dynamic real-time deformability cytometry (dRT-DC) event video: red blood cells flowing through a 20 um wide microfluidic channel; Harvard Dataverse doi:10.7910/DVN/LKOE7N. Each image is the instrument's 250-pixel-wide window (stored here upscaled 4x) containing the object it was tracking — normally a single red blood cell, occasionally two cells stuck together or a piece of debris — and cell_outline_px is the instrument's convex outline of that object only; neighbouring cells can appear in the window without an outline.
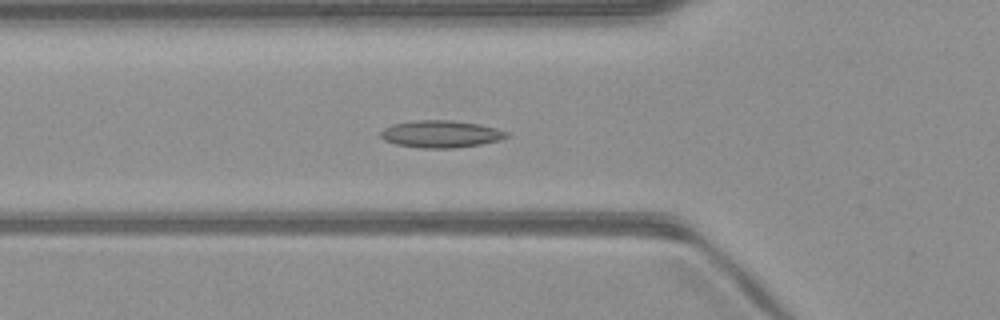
{"species": "common noctule bat (a hibernating species)", "species_latin": "Nyctalus noctula", "temperature_condition": "warm", "stored_images_in_passage": 52, "camera_frame_rate_fps": 3000, "um_per_image_px": 0.085, "animal": {"sex": "male", "body_mass_g": 23.1, "forearm_length_mm": 52.7}, "frame": {"image": 1, "passage_image": 18, "time_ms": 5.667, "image_size_px": [1000, 320], "cell_outline_px": [[508, 136], [500, 140], [480, 144], [456, 148], [420, 148], [396, 144], [384, 140], [380, 136], [380, 132], [384, 128], [392, 124], [416, 120], [452, 120], [480, 124], [496, 128], [508, 132]], "centroid_in_image_um": [37.46, 11.39], "position_along_channel_um": 88.3, "area_um2": 20.0}}
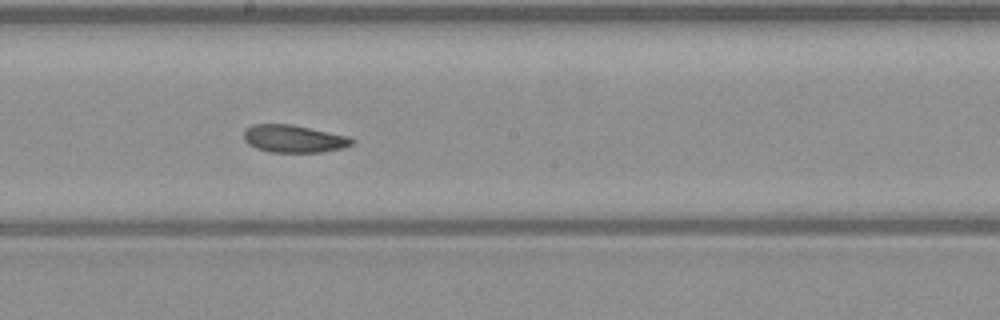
{"frame": {"image": 2, "passage_image": 28, "time_ms": 9.0, "image_size_px": [1000, 320], "cell_outline_px": [[356, 140], [352, 144], [344, 148], [324, 152], [268, 152], [256, 148], [248, 144], [244, 140], [244, 128], [252, 124], [292, 124], [352, 136]], "centroid_in_image_um": [25.01, 11.79], "position_along_channel_um": 223.2, "area_um2": 17.8}}
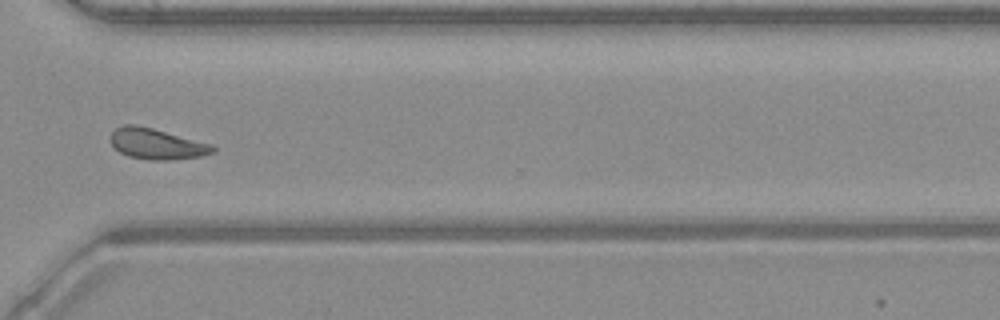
{"frame": {"image": 3, "passage_image": 38, "time_ms": 12.333, "image_size_px": [1000, 320], "cell_outline_px": [[216, 152], [200, 156], [172, 160], [148, 160], [128, 156], [120, 152], [108, 140], [112, 132], [116, 128], [124, 124], [136, 124], [152, 128], [212, 144], [216, 148]], "centroid_in_image_um": [13.31, 12.23], "position_along_channel_um": 357.3, "area_um2": 18.44}, "authors_computed_cell_mechanics": {"area_um2": 18.5538, "velocity_mm_per_s": 4.0359, "shape_relaxation_time_tau1_ms": null, "shape_relaxation_time_tau2_ms": 6.0272, "deformation_change_tau1": null, "deformation_change_tau2": 0.1167}}